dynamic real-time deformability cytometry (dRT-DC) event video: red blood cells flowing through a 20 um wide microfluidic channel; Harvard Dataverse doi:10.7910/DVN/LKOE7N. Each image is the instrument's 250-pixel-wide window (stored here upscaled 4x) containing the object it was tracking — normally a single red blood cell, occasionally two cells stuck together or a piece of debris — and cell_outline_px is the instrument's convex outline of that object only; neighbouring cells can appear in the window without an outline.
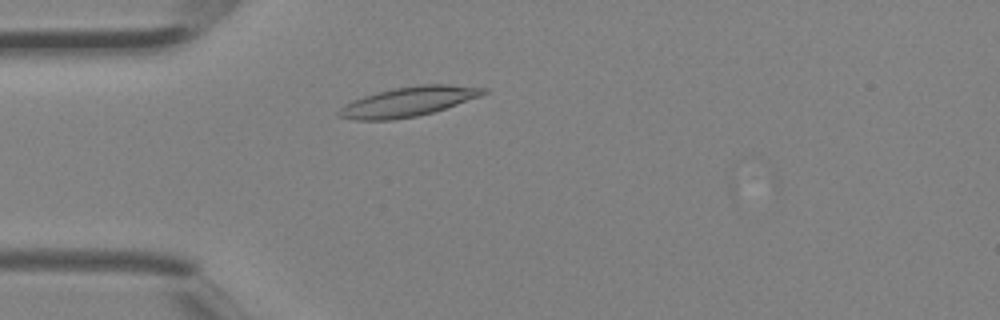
{"species": "Egyptian fruit bat (a non-hibernating species)", "species_latin": "Rousettus aegyptiacus", "temperature_condition": "room temperature", "stored_images_in_passage": 2, "camera_frame_rate_fps": 3000, "um_per_image_px": 0.085, "animal": {"sex": "female"}, "frame": {"image": 1, "passage_image": 2, "time_ms": 0.333, "image_size_px": [1000, 320], "cell_outline_px": [[488, 92], [480, 96], [432, 112], [416, 116], [392, 120], [356, 120], [336, 116], [336, 112], [344, 104], [352, 100], [364, 96], [392, 88], [420, 84], [448, 84], [488, 88]], "centroid_in_image_um": [34.67, 8.63], "position_along_channel_um": 50.3, "area_um2": 24.91}}